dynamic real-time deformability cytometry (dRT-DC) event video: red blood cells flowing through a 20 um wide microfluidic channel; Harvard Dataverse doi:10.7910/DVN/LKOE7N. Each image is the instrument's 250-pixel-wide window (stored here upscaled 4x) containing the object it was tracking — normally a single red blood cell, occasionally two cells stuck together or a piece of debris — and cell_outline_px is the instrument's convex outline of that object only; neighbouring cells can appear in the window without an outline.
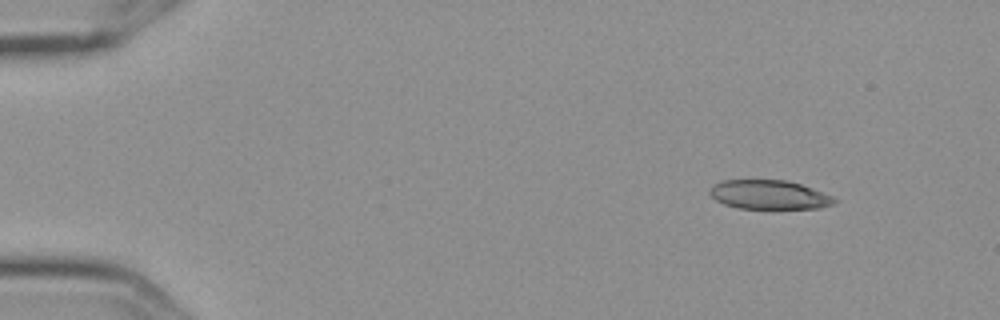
{"species": "Egyptian fruit bat (a non-hibernating species)", "species_latin": "Rousettus aegyptiacus", "temperature_condition": "cold", "stored_images_in_passage": 4, "camera_frame_rate_fps": 3000, "um_per_image_px": 0.085, "frame": {"image": 1, "passage_image": 1, "time_ms": 0.0, "image_size_px": [1000, 320], "cell_outline_px": [[840, 200], [836, 204], [820, 208], [740, 208], [724, 204], [716, 200], [708, 192], [708, 188], [712, 184], [720, 180], [788, 180], [812, 188], [832, 196]], "centroid_in_image_um": [65.37, 16.54], "position_along_channel_um": 19.6, "area_um2": 21.27}}
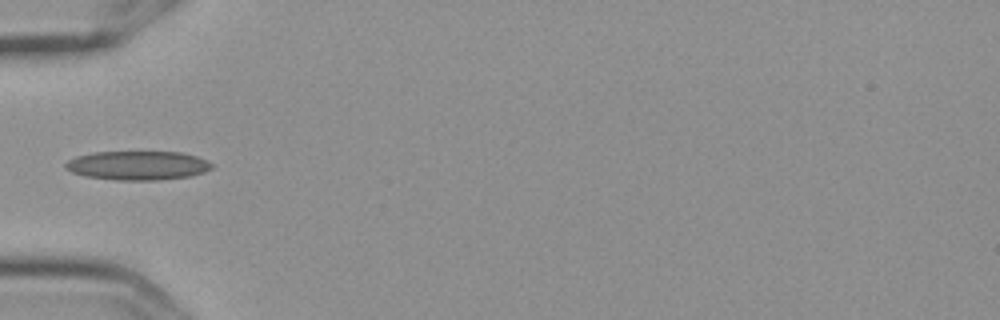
{"frame": {"image": 2, "passage_image": 4, "time_ms": 1.0, "image_size_px": [1000, 320], "cell_outline_px": [[212, 168], [204, 172], [188, 176], [160, 180], [116, 180], [84, 176], [72, 172], [64, 168], [64, 164], [68, 160], [76, 156], [92, 152], [180, 152], [196, 156], [208, 160], [212, 164]], "centroid_in_image_um": [11.68, 14.06], "position_along_channel_um": 73.3, "area_um2": 24.8}}